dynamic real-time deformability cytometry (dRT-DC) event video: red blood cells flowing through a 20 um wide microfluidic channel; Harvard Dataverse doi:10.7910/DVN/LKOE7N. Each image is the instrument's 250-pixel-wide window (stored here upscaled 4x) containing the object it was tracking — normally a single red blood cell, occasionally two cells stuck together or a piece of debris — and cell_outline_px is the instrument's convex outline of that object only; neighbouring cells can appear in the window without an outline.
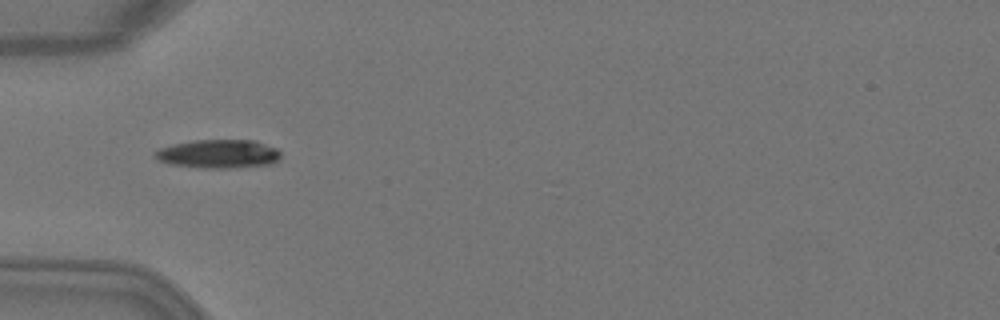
{"species": "Egyptian fruit bat (a non-hibernating species)", "species_latin": "Rousettus aegyptiacus", "temperature_condition": "warm", "stored_images_in_passage": 4, "camera_frame_rate_fps": 3000, "um_per_image_px": 0.085, "animal": {"sex": "female"}, "frame": {"image": 1, "passage_image": 3, "time_ms": 0.667, "image_size_px": [1000, 320], "cell_outline_px": [[280, 156], [272, 164], [228, 168], [204, 168], [172, 164], [156, 160], [152, 156], [160, 148], [172, 144], [192, 140], [256, 140], [276, 148], [280, 152]], "centroid_in_image_um": [18.55, 13.07], "position_along_channel_um": 66.5, "area_um2": 20.98}}